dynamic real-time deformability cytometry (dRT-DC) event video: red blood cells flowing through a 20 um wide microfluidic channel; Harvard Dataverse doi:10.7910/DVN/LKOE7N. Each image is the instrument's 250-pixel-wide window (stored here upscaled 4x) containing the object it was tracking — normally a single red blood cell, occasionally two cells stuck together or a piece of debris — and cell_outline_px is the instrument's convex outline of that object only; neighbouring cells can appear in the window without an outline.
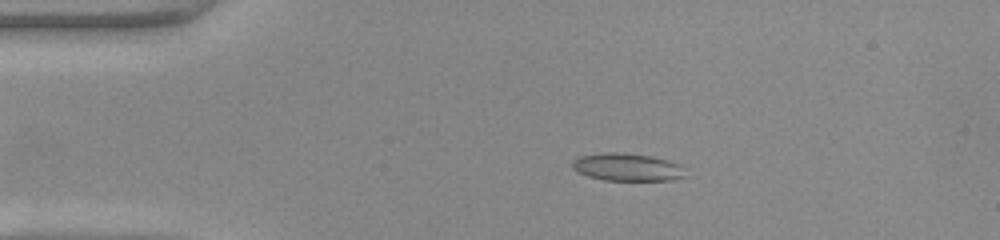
{"species": "common noctule bat (a hibernating species)", "species_latin": "Nyctalus noctula", "temperature_condition": "warm", "stored_images_in_passage": 48, "camera_frame_rate_fps": 3000, "um_per_image_px": 0.085, "animal": {"sex": "female", "body_mass_g": 22.0, "forearm_length_mm": 56.7}, "frame": {"image": 1, "passage_image": 9, "time_ms": 2.667, "image_size_px": [1000, 240], "cell_outline_px": [[688, 176], [672, 180], [604, 180], [588, 176], [572, 168], [572, 160], [580, 156], [604, 152], [620, 152], [652, 156], [668, 160], [680, 164]], "centroid_in_image_um": [53.34, 14.2], "position_along_channel_um": 31.7, "area_um2": 18.32}}
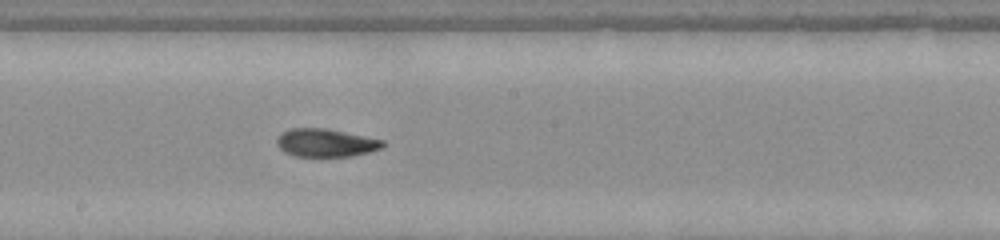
{"frame": {"image": 2, "passage_image": 26, "time_ms": 8.333, "image_size_px": [1000, 240], "cell_outline_px": [[384, 148], [352, 156], [296, 156], [284, 152], [276, 144], [276, 140], [280, 132], [292, 128], [328, 128], [384, 140]], "centroid_in_image_um": [27.68, 12.13], "position_along_channel_um": 220.5, "area_um2": 17.46}}
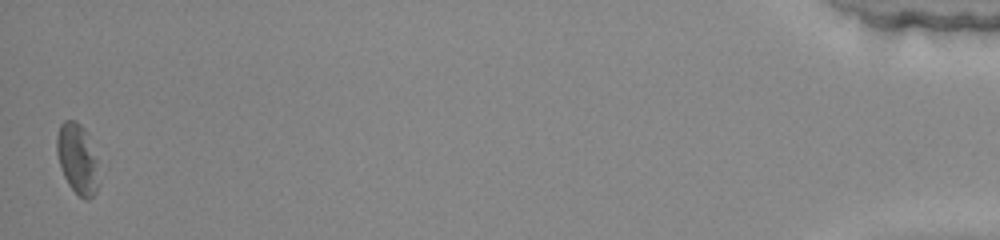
{"frame": {"image": 3, "passage_image": 48, "time_ms": 15.667, "image_size_px": [1000, 240], "cell_outline_px": [[100, 184], [96, 192], [88, 200], [84, 200], [68, 184], [64, 176], [56, 152], [56, 136], [60, 124], [64, 120], [76, 120], [84, 128], [96, 160]], "centroid_in_image_um": [6.57, 13.51], "position_along_channel_um": 428.6, "area_um2": 17.11}, "authors_computed_cell_mechanics": {"area_um2": 17.8891, "velocity_mm_per_s": 4.166, "shape_relaxation_time_tau1_ms": 7.5969, "shape_relaxation_time_tau2_ms": 1.8108, "deformation_change_tau1": 0.2256, "deformation_change_tau2": 0.0722}}